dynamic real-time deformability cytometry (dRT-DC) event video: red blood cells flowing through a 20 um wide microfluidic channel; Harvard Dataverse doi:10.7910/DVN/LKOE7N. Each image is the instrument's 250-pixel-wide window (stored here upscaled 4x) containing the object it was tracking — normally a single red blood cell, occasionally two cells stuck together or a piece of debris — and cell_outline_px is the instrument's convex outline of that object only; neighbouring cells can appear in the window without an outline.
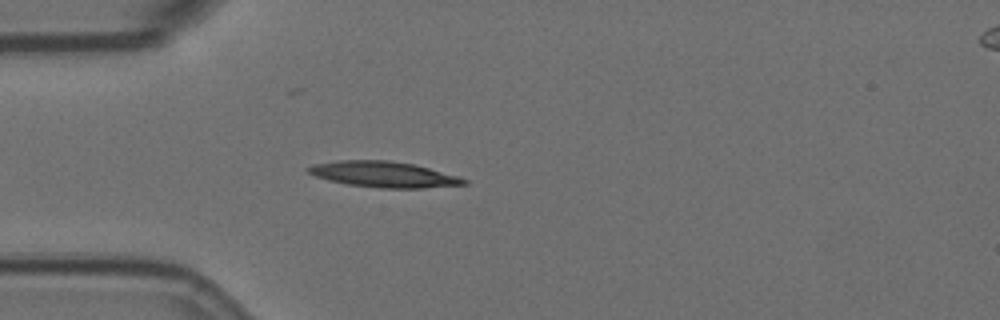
{"species": "Egyptian fruit bat (a non-hibernating species)", "species_latin": "Rousettus aegyptiacus", "temperature_condition": "room temperature", "stored_images_in_passage": 5, "camera_frame_rate_fps": 3000, "um_per_image_px": 0.085, "animal": {"sex": "female"}, "frame": {"image": 1, "passage_image": 5, "time_ms": 1.333, "image_size_px": [1000, 320], "cell_outline_px": [[468, 184], [424, 188], [380, 188], [348, 184], [328, 180], [316, 176], [308, 172], [304, 168], [312, 164], [340, 160], [388, 160], [412, 164], [460, 176], [468, 180]], "centroid_in_image_um": [32.61, 14.82], "position_along_channel_um": 52.4, "area_um2": 23.41}}